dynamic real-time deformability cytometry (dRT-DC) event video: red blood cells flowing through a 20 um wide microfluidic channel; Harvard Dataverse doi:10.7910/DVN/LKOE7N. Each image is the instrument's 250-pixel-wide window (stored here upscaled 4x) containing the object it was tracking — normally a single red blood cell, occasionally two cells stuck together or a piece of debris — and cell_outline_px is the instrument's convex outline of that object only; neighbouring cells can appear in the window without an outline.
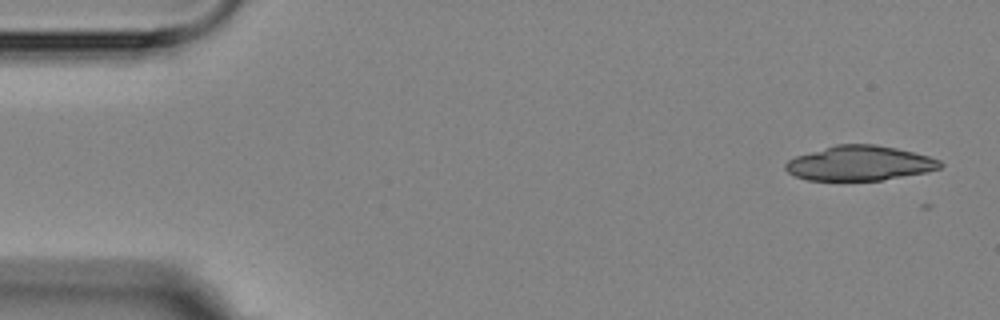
{"species": "Egyptian fruit bat (a non-hibernating species)", "species_latin": "Rousettus aegyptiacus", "temperature_condition": "room temperature", "stored_images_in_passage": 5, "camera_frame_rate_fps": 3000, "um_per_image_px": 0.085, "animal": {"sex": "female"}, "frame": {"image": 1, "passage_image": 1, "time_ms": 0.0, "image_size_px": [1000, 320], "cell_outline_px": [[944, 164], [940, 168], [924, 172], [880, 180], [808, 180], [796, 176], [788, 172], [784, 168], [784, 164], [788, 160], [796, 156], [836, 144], [876, 144], [896, 148], [928, 156], [940, 160]], "centroid_in_image_um": [73.05, 13.87], "position_along_channel_um": 12.0, "area_um2": 31.04}}